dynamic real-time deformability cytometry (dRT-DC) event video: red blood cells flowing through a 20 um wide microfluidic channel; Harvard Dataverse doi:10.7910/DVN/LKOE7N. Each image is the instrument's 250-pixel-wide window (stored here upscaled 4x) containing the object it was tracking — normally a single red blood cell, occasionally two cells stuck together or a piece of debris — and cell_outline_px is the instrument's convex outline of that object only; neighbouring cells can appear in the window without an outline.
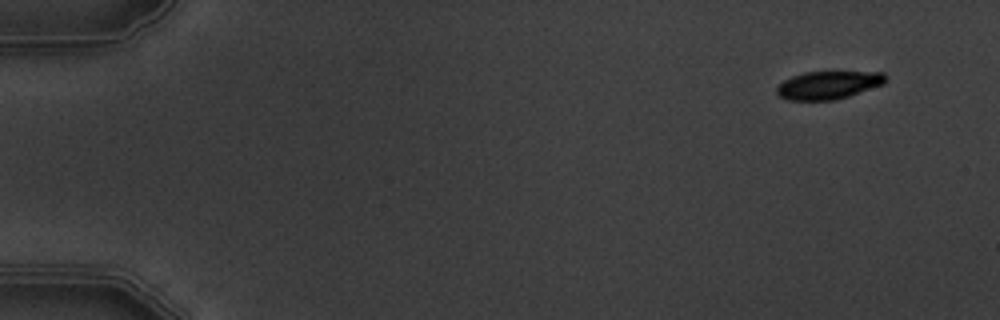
{"species": "common noctule bat (a hibernating species)", "species_latin": "Nyctalus noctula", "temperature_condition": "warm", "stored_images_in_passage": 5, "camera_frame_rate_fps": 3000, "um_per_image_px": 0.085, "animal": {"sex": "male", "body_mass_g": 19.5, "forearm_length_mm": 54.6}, "frame": {"image": 1, "passage_image": 1, "time_ms": 0.0, "image_size_px": [1000, 320], "cell_outline_px": [[888, 80], [884, 84], [836, 100], [788, 100], [780, 96], [776, 92], [776, 88], [784, 80], [792, 76], [804, 72], [884, 72], [888, 76]], "centroid_in_image_um": [70.44, 7.22], "position_along_channel_um": 14.6, "area_um2": 17.8}}
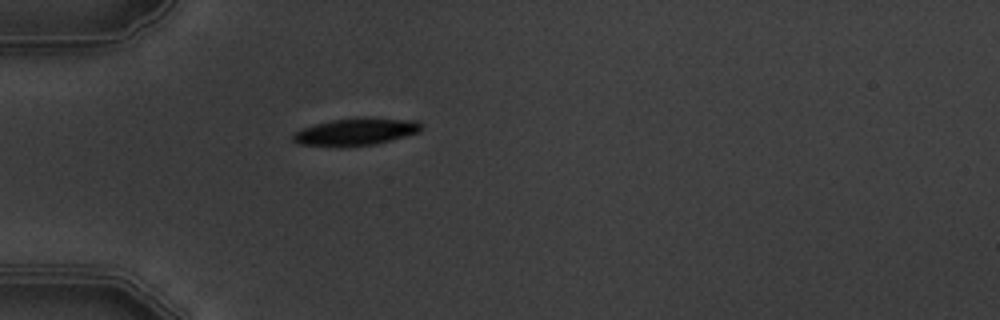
{"frame": {"image": 2, "passage_image": 5, "time_ms": 4.333, "image_size_px": [1000, 320], "cell_outline_px": [[420, 128], [416, 132], [404, 136], [376, 144], [340, 148], [336, 148], [300, 144], [292, 140], [292, 136], [296, 132], [304, 128], [316, 124], [332, 120], [360, 116], [420, 120]], "centroid_in_image_um": [30.22, 11.2], "position_along_channel_um": 54.8, "area_um2": 20.69}}